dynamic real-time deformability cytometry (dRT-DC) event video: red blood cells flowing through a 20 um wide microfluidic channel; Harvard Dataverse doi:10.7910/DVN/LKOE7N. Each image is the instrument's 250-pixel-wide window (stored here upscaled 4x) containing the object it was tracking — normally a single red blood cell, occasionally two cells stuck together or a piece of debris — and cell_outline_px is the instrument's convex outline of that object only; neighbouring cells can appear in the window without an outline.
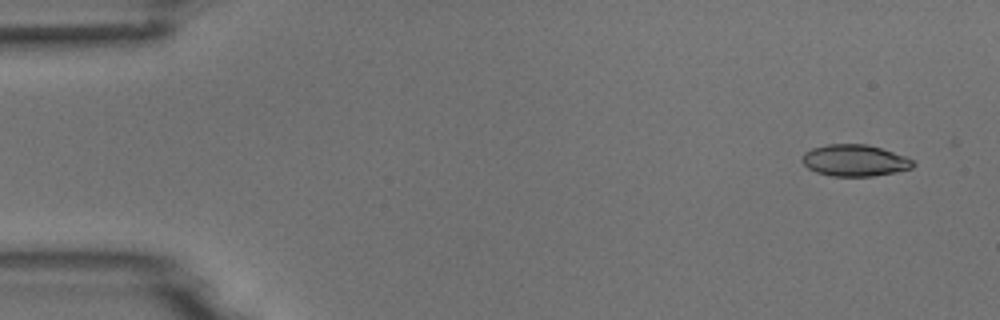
{"species": "common noctule bat (a hibernating species)", "species_latin": "Nyctalus noctula", "temperature_condition": "room temperature", "stored_images_in_passage": 5, "camera_frame_rate_fps": 3000, "um_per_image_px": 0.085, "animal": {"sex": "male", "body_mass_g": 18.8}, "frame": {"image": 1, "passage_image": 1, "time_ms": 0.0, "image_size_px": [1000, 320], "cell_outline_px": [[916, 164], [912, 168], [896, 172], [872, 176], [832, 176], [816, 172], [808, 168], [800, 160], [804, 152], [812, 148], [828, 144], [864, 144], [880, 148], [904, 156], [912, 160]], "centroid_in_image_um": [72.62, 13.64], "position_along_channel_um": 12.4, "area_um2": 20.35}}
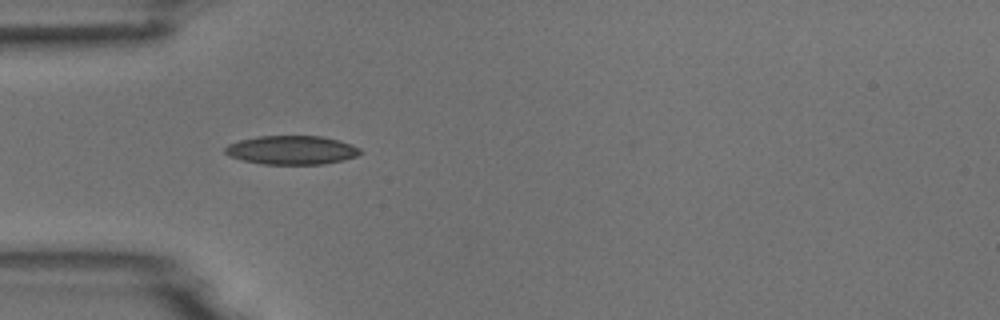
{"frame": {"image": 2, "passage_image": 4, "time_ms": 1.0, "image_size_px": [1000, 320], "cell_outline_px": [[364, 152], [356, 156], [324, 164], [264, 164], [244, 160], [228, 156], [224, 152], [224, 148], [228, 144], [240, 140], [260, 136], [320, 136], [340, 140], [352, 144], [360, 148]], "centroid_in_image_um": [24.8, 12.75], "position_along_channel_um": 60.2, "area_um2": 22.66}}